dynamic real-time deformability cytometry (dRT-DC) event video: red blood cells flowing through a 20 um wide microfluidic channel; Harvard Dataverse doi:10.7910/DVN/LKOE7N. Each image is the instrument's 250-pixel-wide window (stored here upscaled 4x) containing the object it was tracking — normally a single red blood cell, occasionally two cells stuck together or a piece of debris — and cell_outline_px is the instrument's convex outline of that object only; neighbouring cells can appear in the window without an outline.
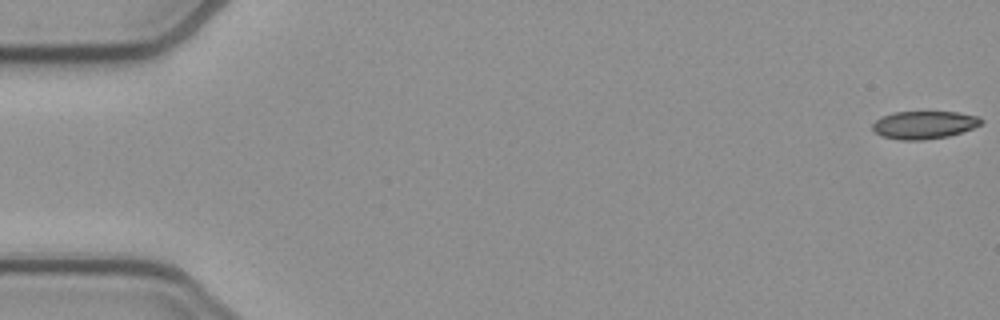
{"species": "common noctule bat (a hibernating species)", "species_latin": "Nyctalus noctula", "temperature_condition": "cold", "stored_images_in_passage": 53, "camera_frame_rate_fps": 3000, "um_per_image_px": 0.085, "animal": {"sex": "female", "body_mass_g": 21.9}, "frame": {"image": 1, "passage_image": 1, "time_ms": 0.0, "image_size_px": [1000, 320], "cell_outline_px": [[984, 120], [980, 124], [972, 128], [948, 136], [924, 140], [900, 140], [880, 136], [872, 128], [872, 124], [876, 120], [892, 112], [960, 112], [980, 116]], "centroid_in_image_um": [78.55, 10.61], "position_along_channel_um": 6.4, "area_um2": 17.63}}
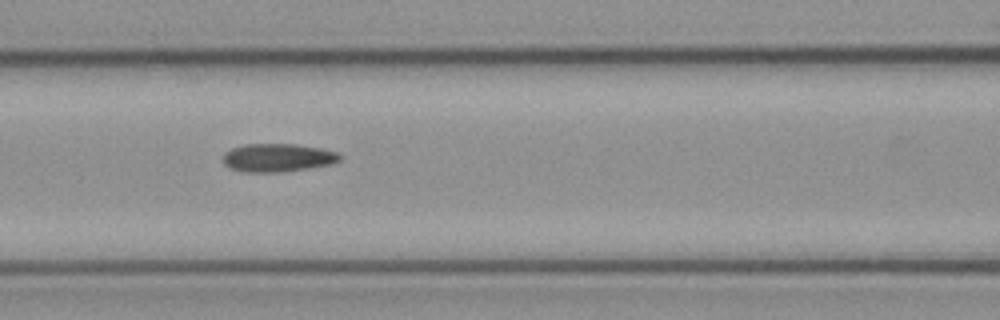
{"frame": {"image": 2, "passage_image": 23, "time_ms": 7.333, "image_size_px": [1000, 320], "cell_outline_px": [[340, 160], [332, 164], [308, 168], [280, 172], [244, 172], [232, 168], [224, 164], [224, 152], [232, 148], [244, 144], [296, 144], [320, 148], [340, 152]], "centroid_in_image_um": [23.62, 13.4], "position_along_channel_um": 143.0, "area_um2": 19.19}}
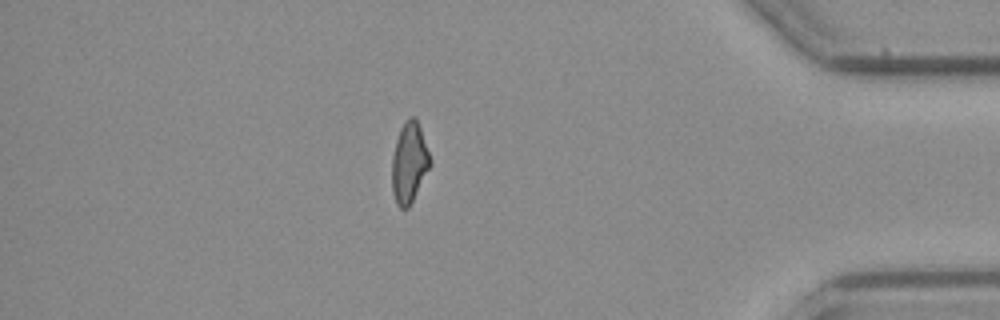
{"frame": {"image": 3, "passage_image": 46, "time_ms": 15.0, "image_size_px": [1000, 320], "cell_outline_px": [[432, 164], [408, 208], [400, 208], [396, 204], [392, 192], [392, 156], [396, 140], [400, 128], [404, 120], [408, 116], [416, 116], [432, 160]], "centroid_in_image_um": [34.79, 13.79], "position_along_channel_um": 400.4, "area_um2": 18.15}, "authors_computed_cell_mechanics": {"area_um2": 18.496, "velocity_mm_per_s": 3.895, "shape_relaxation_time_tau1_ms": 9.9319, "shape_relaxation_time_tau2_ms": 3.3922, "deformation_change_tau1": 0.2206, "deformation_change_tau2": 0.1098}}